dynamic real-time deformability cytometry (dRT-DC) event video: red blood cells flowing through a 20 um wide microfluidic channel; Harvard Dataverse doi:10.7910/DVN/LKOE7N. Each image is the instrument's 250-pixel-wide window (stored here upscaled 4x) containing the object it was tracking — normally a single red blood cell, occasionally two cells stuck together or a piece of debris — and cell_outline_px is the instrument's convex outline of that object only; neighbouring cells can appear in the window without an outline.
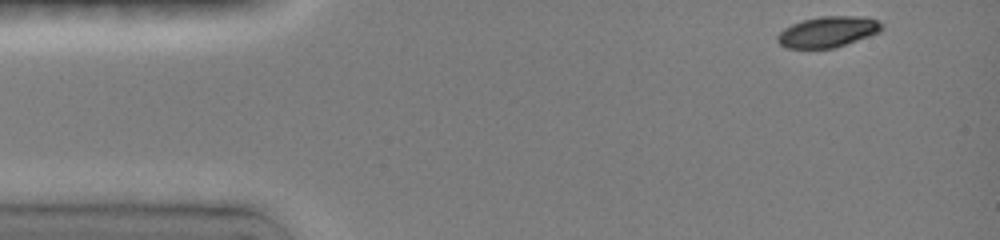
{"species": "common noctule bat (a hibernating species)", "species_latin": "Nyctalus noctula", "temperature_condition": "room temperature", "stored_images_in_passage": 31, "camera_frame_rate_fps": 3000, "um_per_image_px": 0.085, "animal": {"sex": "female", "body_mass_g": 19.0, "forearm_length_mm": 51.5}, "frame": {"image": 1, "passage_image": 1, "time_ms": 0.0, "image_size_px": [1000, 240], "cell_outline_px": [[884, 28], [880, 32], [836, 48], [788, 48], [780, 44], [776, 40], [776, 36], [784, 28], [792, 24], [804, 20], [824, 16], [852, 16], [876, 20]], "centroid_in_image_um": [70.34, 2.72], "position_along_channel_um": 14.7, "area_um2": 18.5}}
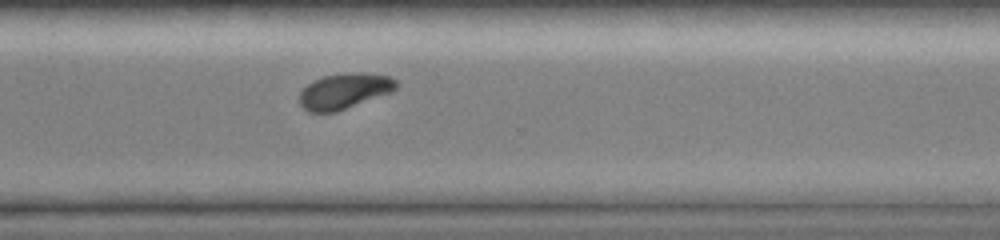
{"frame": {"image": 2, "passage_image": 25, "time_ms": 10.333, "image_size_px": [1000, 240], "cell_outline_px": [[396, 88], [392, 92], [336, 112], [308, 112], [300, 104], [300, 92], [312, 80], [324, 76], [348, 72], [364, 72], [388, 76], [396, 80]], "centroid_in_image_um": [29.27, 7.73], "position_along_channel_um": 341.3, "area_um2": 20.06}}
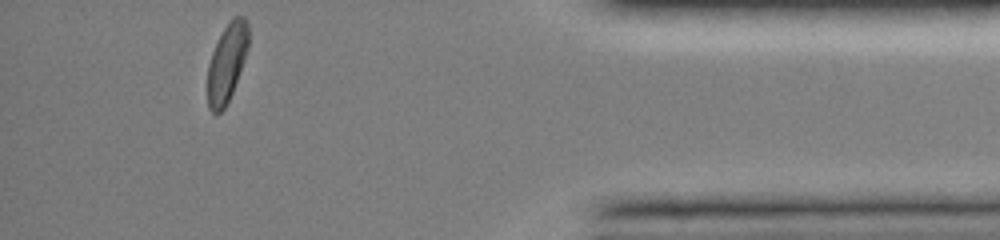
{"frame": {"image": 3, "passage_image": 31, "time_ms": 13.0, "image_size_px": [1000, 240], "cell_outline_px": [[248, 48], [244, 60], [232, 92], [224, 108], [216, 116], [208, 108], [208, 64], [212, 52], [224, 28], [232, 16], [244, 16], [248, 20]], "centroid_in_image_um": [19.29, 5.32], "position_along_channel_um": 415.9, "area_um2": 18.55}, "authors_computed_cell_mechanics": {"area_um2": 20.9814, "velocity_mm_per_s": 4.0229, "shape_relaxation_time_tau1_ms": 3.4227, "shape_relaxation_time_tau2_ms": null, "deformation_change_tau1": 0.1492, "deformation_change_tau2": null}}